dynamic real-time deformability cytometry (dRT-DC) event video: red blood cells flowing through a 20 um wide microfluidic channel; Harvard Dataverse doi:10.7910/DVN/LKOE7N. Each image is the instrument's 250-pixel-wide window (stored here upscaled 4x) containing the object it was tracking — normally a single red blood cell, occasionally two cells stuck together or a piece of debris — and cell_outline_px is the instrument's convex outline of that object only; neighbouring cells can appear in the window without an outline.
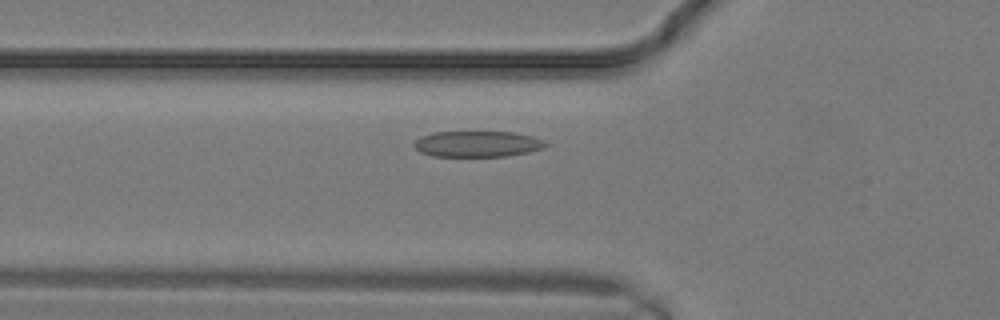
{"species": "common noctule bat (a hibernating species)", "species_latin": "Nyctalus noctula", "temperature_condition": "warm", "stored_images_in_passage": 5, "camera_frame_rate_fps": 3000, "um_per_image_px": 0.085, "animal": {"sex": "male", "body_mass_g": 19.2, "forearm_length_mm": 51.8}, "frame": {"image": 1, "passage_image": 3, "time_ms": 0.667, "image_size_px": [1000, 320], "cell_outline_px": [[548, 144], [544, 148], [528, 152], [508, 156], [432, 156], [420, 152], [412, 144], [420, 136], [436, 132], [512, 132], [532, 136], [544, 140]], "centroid_in_image_um": [40.58, 12.24], "position_along_channel_um": 85.2, "area_um2": 19.88}}
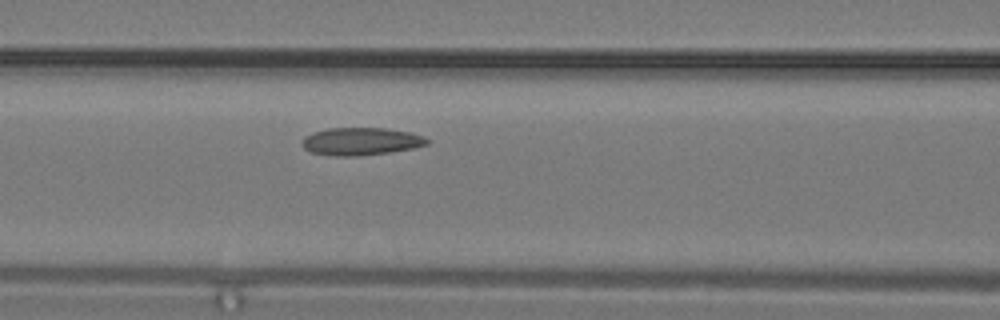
{"frame": {"image": 2, "passage_image": 5, "time_ms": 1.333, "image_size_px": [1000, 320], "cell_outline_px": [[428, 144], [412, 148], [388, 152], [356, 156], [336, 156], [312, 152], [304, 148], [300, 144], [300, 140], [304, 136], [312, 132], [328, 128], [384, 128], [408, 132], [424, 136], [428, 140]], "centroid_in_image_um": [30.62, 12.01], "position_along_channel_um": 136.0, "area_um2": 20.06}}